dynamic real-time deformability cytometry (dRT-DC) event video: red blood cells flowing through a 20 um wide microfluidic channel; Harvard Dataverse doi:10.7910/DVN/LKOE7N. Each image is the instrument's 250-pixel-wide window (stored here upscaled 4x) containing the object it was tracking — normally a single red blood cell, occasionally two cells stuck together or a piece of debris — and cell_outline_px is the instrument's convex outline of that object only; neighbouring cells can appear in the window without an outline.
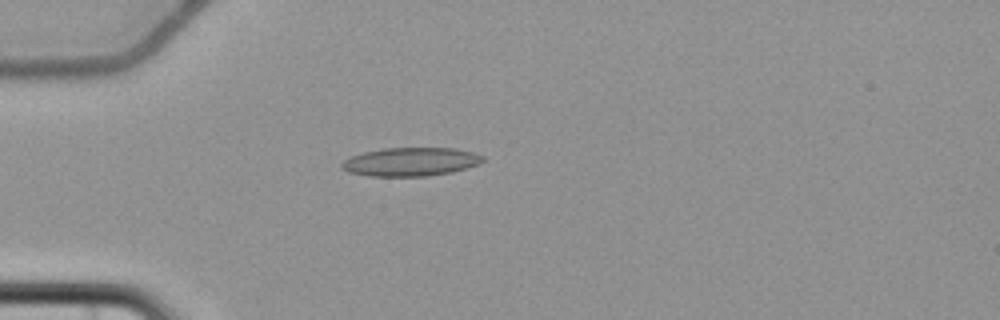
{"species": "common noctule bat (a hibernating species)", "species_latin": "Nyctalus noctula", "temperature_condition": "cold", "stored_images_in_passage": 1, "camera_frame_rate_fps": 3000, "um_per_image_px": 0.085, "animal": {"sex": "female", "body_mass_g": 22.7, "forearm_length_mm": 54.2}, "frame": {"image": 1, "passage_image": 1, "time_ms": 0.0, "image_size_px": [1000, 320], "cell_outline_px": [[484, 160], [480, 164], [452, 172], [428, 176], [368, 176], [348, 172], [340, 168], [340, 164], [344, 160], [352, 156], [364, 152], [384, 148], [456, 148], [472, 152], [484, 156]], "centroid_in_image_um": [34.91, 13.75], "position_along_channel_um": 50.1, "area_um2": 23.58}}